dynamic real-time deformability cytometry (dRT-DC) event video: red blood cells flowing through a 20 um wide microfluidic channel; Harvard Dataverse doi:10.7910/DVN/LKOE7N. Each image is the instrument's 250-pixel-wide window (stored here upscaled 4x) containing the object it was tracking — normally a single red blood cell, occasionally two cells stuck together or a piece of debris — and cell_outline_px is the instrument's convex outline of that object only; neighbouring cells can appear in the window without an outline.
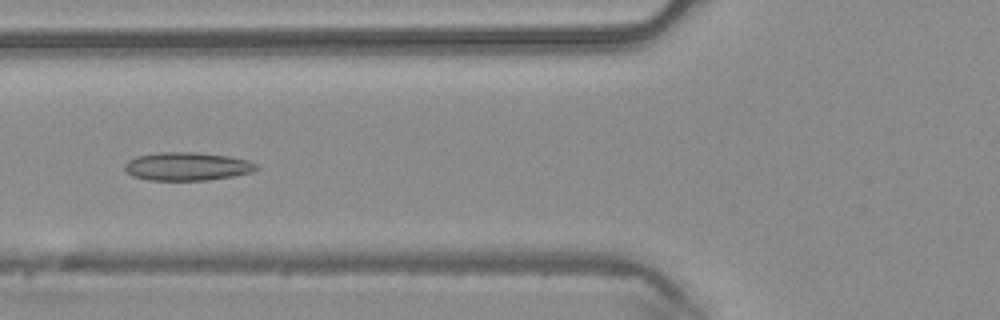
{"species": "common noctule bat (a hibernating species)", "species_latin": "Nyctalus noctula", "temperature_condition": "warm", "stored_images_in_passage": 47, "camera_frame_rate_fps": 3000, "um_per_image_px": 0.085, "animal": {"sex": "male", "body_mass_g": 20.4}, "frame": {"image": 1, "passage_image": 18, "time_ms": 5.667, "image_size_px": [1000, 320], "cell_outline_px": [[260, 168], [252, 172], [232, 176], [208, 180], [148, 180], [132, 176], [124, 168], [124, 164], [128, 160], [136, 156], [156, 152], [196, 152], [228, 156], [248, 160], [256, 164]], "centroid_in_image_um": [15.89, 14.14], "position_along_channel_um": 109.9, "area_um2": 21.79}}
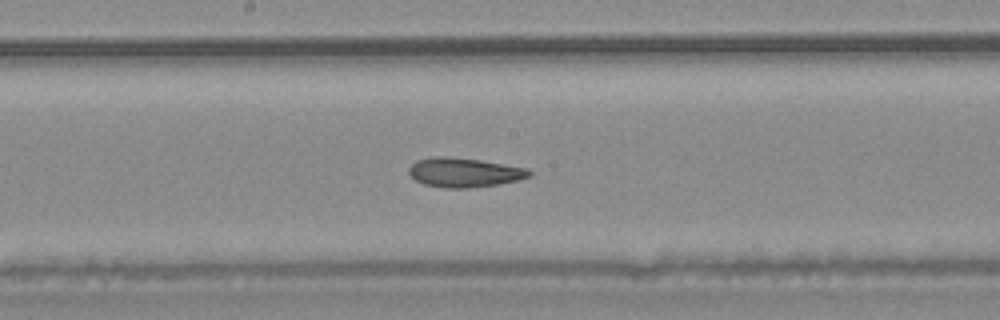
{"frame": {"image": 2, "passage_image": 25, "time_ms": 8.0, "image_size_px": [1000, 320], "cell_outline_px": [[532, 176], [500, 184], [468, 188], [444, 188], [424, 184], [416, 180], [408, 172], [408, 168], [416, 160], [432, 156], [444, 156], [480, 160], [528, 168], [532, 172]], "centroid_in_image_um": [39.46, 14.66], "position_along_channel_um": 208.7, "area_um2": 20.63}}
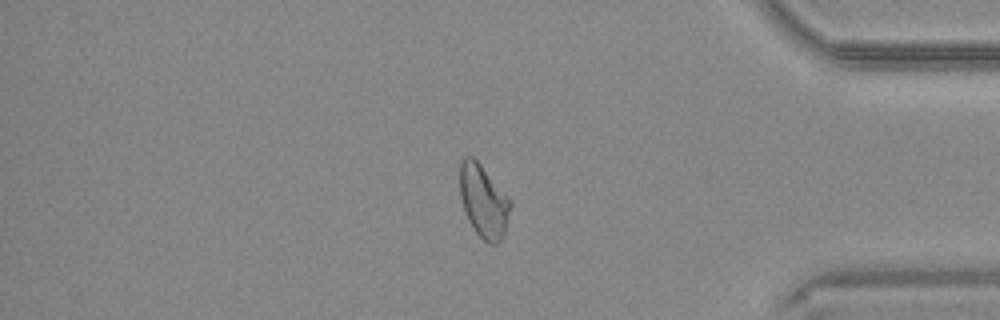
{"frame": {"image": 3, "passage_image": 40, "time_ms": 13.0, "image_size_px": [1000, 320], "cell_outline_px": [[512, 204], [504, 236], [496, 244], [488, 244], [476, 232], [468, 220], [460, 196], [460, 160], [464, 156], [472, 156], [480, 164], [512, 200]], "centroid_in_image_um": [41.12, 17.1], "position_along_channel_um": 394.1, "area_um2": 21.5}, "authors_computed_cell_mechanics": {"area_um2": 21.7906, "velocity_mm_per_s": 4.227, "shape_relaxation_time_tau1_ms": 9.3959, "shape_relaxation_time_tau2_ms": 3.4693, "deformation_change_tau1": 0.153, "deformation_change_tau2": 0.101}}